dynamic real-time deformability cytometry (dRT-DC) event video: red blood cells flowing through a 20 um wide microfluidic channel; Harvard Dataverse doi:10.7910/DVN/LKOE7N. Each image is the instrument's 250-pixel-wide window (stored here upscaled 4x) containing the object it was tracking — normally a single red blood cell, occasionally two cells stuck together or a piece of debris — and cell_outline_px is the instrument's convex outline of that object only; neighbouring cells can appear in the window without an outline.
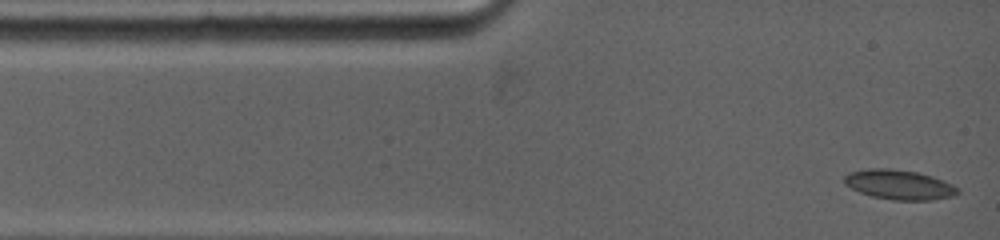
{"species": "common noctule bat (a hibernating species)", "species_latin": "Nyctalus noctula", "temperature_condition": "warm", "stored_images_in_passage": 6, "camera_frame_rate_fps": 5000, "um_per_image_px": 0.085, "animal": {"sex": "female", "body_mass_g": 19.0, "forearm_length_mm": 53.3}, "frame": {"image": 1, "passage_image": 1, "time_ms": 0.0, "image_size_px": [1000, 240], "cell_outline_px": [[960, 192], [956, 196], [932, 200], [892, 200], [872, 196], [860, 192], [844, 184], [844, 176], [848, 172], [868, 168], [888, 168], [916, 172], [932, 176], [944, 180], [960, 188]], "centroid_in_image_um": [76.46, 15.7], "position_along_channel_um": 8.5, "area_um2": 19.83}}